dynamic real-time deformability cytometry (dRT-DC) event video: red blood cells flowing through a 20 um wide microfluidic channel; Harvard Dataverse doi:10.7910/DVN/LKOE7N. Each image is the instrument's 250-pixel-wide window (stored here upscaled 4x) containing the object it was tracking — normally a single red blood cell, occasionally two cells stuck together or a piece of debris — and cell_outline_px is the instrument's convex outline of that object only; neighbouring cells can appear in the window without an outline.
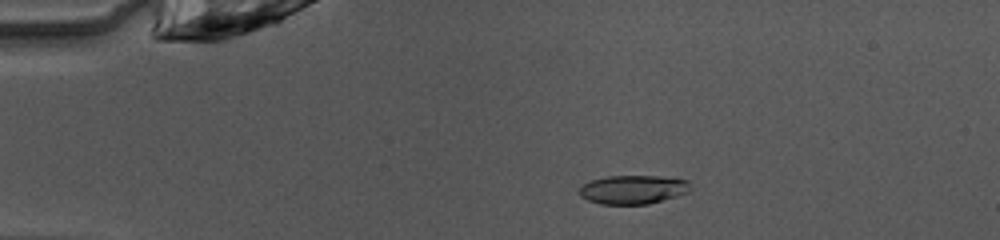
{"species": "common noctule bat (a hibernating species)", "species_latin": "Nyctalus noctula", "temperature_condition": "warm", "stored_images_in_passage": 40, "camera_frame_rate_fps": 3000, "um_per_image_px": 0.085, "animal": {"sex": "female", "body_mass_g": 10.0, "forearm_length_mm": 53.1}, "frame": {"image": 1, "passage_image": 1, "time_ms": 0.0, "image_size_px": [1000, 240], "cell_outline_px": [[692, 188], [688, 192], [676, 196], [648, 204], [600, 204], [588, 200], [580, 196], [576, 192], [584, 184], [592, 180], [608, 176], [660, 176], [688, 180], [692, 184]], "centroid_in_image_um": [53.82, 16.11], "position_along_channel_um": 31.2, "area_um2": 18.73}}
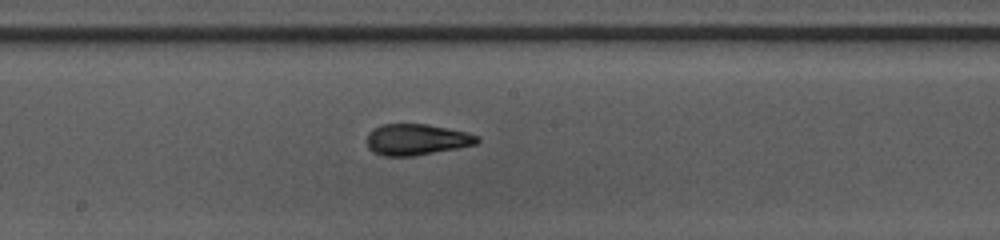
{"frame": {"image": 2, "passage_image": 18, "time_ms": 5.667, "image_size_px": [1000, 240], "cell_outline_px": [[480, 140], [476, 144], [456, 148], [412, 156], [384, 156], [372, 152], [368, 148], [368, 132], [372, 128], [384, 124], [428, 124], [448, 128], [480, 136]], "centroid_in_image_um": [35.38, 11.85], "position_along_channel_um": 212.8, "area_um2": 19.94}}
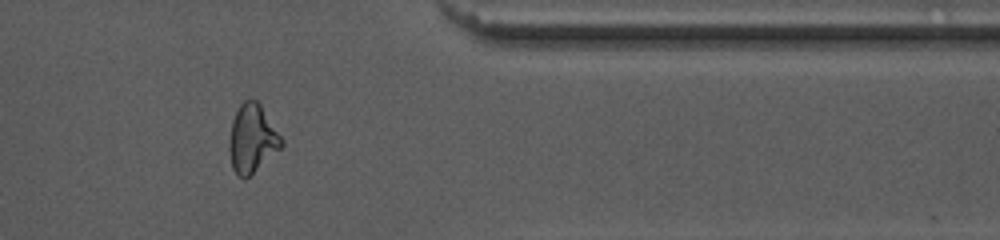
{"frame": {"image": 3, "passage_image": 32, "time_ms": 10.333, "image_size_px": [1000, 240], "cell_outline_px": [[284, 144], [280, 148], [244, 180], [236, 176], [232, 168], [228, 148], [228, 144], [232, 120], [240, 104], [244, 100], [256, 100], [260, 104], [284, 140]], "centroid_in_image_um": [21.41, 11.8], "position_along_channel_um": 390.0, "area_um2": 20.69}, "authors_computed_cell_mechanics": {"area_um2": 19.8254, "velocity_mm_per_s": 4.0717, "shape_relaxation_time_tau1_ms": 5.5089, "shape_relaxation_time_tau2_ms": 1.245, "deformation_change_tau1": 0.1765, "deformation_change_tau2": 0.078}}